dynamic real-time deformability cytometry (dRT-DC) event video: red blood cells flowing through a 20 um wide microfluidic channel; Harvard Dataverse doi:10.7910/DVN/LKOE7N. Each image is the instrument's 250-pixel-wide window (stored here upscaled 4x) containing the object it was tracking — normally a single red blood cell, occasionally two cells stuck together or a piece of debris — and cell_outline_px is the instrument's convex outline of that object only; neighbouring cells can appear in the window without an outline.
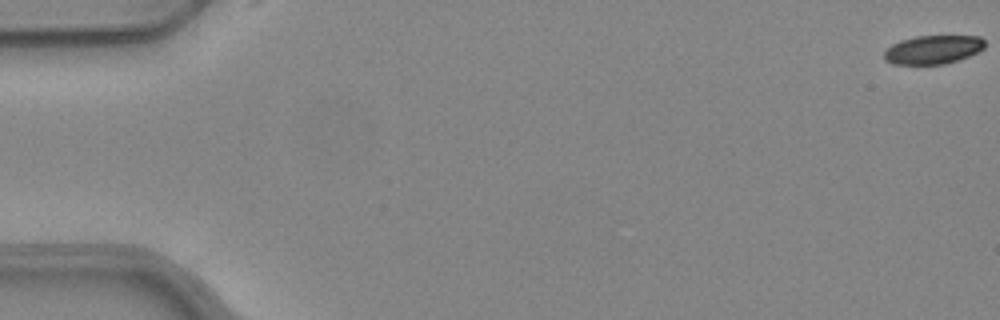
{"species": "common noctule bat (a hibernating species)", "species_latin": "Nyctalus noctula", "temperature_condition": "warm", "stored_images_in_passage": 53, "camera_frame_rate_fps": 3000, "um_per_image_px": 0.085, "animal": {"sex": "female", "body_mass_g": 24.6, "forearm_length_mm": 56.2}, "frame": {"image": 1, "passage_image": 1, "time_ms": 0.0, "image_size_px": [1000, 320], "cell_outline_px": [[984, 48], [968, 56], [944, 64], [892, 64], [884, 60], [884, 48], [900, 40], [916, 36], [980, 36], [984, 40]], "centroid_in_image_um": [79.25, 4.21], "position_along_channel_um": 5.8, "area_um2": 16.82}}
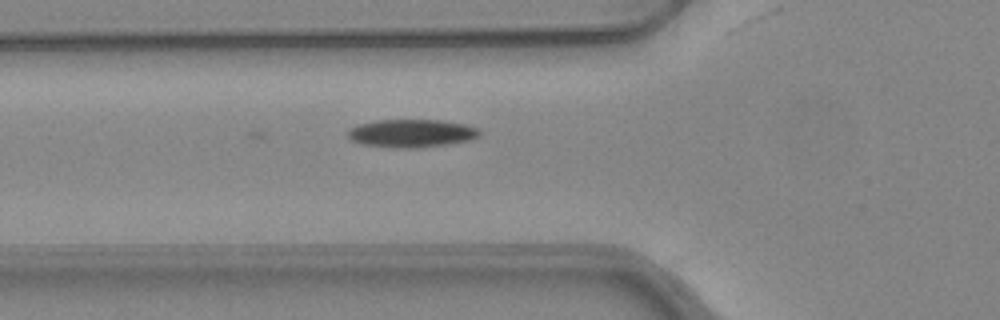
{"frame": {"image": 2, "passage_image": 20, "time_ms": 6.333, "image_size_px": [1000, 320], "cell_outline_px": [[480, 136], [468, 140], [448, 144], [420, 148], [400, 148], [360, 144], [352, 140], [348, 136], [348, 132], [356, 124], [376, 120], [440, 120], [464, 124], [476, 128], [480, 132]], "centroid_in_image_um": [34.96, 11.33], "position_along_channel_um": 90.8, "area_um2": 21.44}}
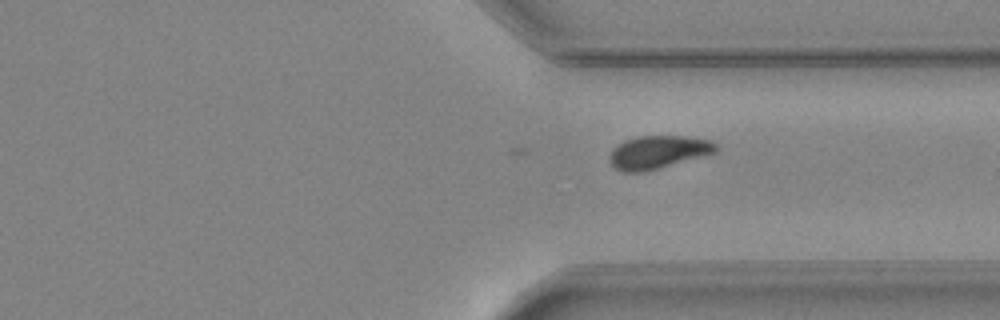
{"frame": {"image": 3, "passage_image": 40, "time_ms": 13.0, "image_size_px": [1000, 320], "cell_outline_px": [[716, 152], [704, 156], [660, 168], [640, 172], [624, 172], [616, 168], [608, 160], [608, 156], [612, 148], [624, 140], [640, 136], [688, 136], [712, 140], [716, 144]], "centroid_in_image_um": [55.93, 12.92], "position_along_channel_um": 355.5, "area_um2": 20.58}}